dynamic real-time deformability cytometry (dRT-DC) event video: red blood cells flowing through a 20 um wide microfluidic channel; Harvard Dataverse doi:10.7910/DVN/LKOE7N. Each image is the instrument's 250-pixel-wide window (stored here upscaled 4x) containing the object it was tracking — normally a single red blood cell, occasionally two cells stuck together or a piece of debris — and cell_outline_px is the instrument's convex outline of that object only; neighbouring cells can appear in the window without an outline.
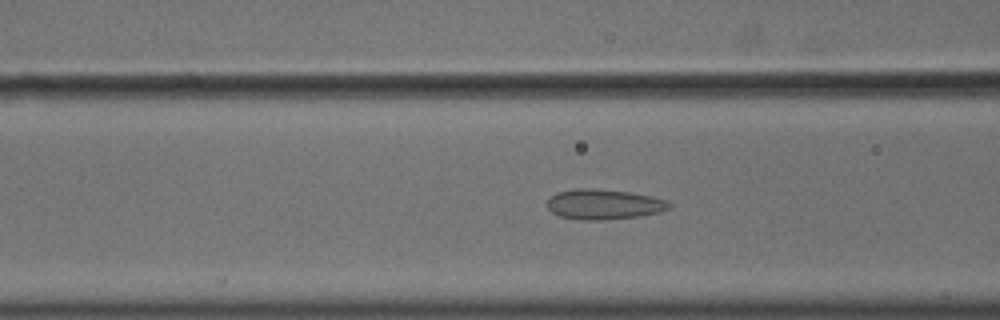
{"species": "common noctule bat (a hibernating species)", "species_latin": "Nyctalus noctula", "temperature_condition": "cold", "stored_images_in_passage": 56, "camera_frame_rate_fps": 3000, "um_per_image_px": 0.085, "animal": {"sex": "male", "body_mass_g": 18.8}, "frame": {"image": 1, "passage_image": 23, "time_ms": 7.333, "image_size_px": [1000, 320], "cell_outline_px": [[672, 208], [660, 212], [640, 216], [604, 220], [584, 220], [560, 216], [552, 212], [548, 208], [548, 200], [556, 192], [580, 188], [592, 188], [628, 192], [652, 196], [668, 200], [672, 204]], "centroid_in_image_um": [51.38, 17.37], "position_along_channel_um": 115.2, "area_um2": 21.5}}
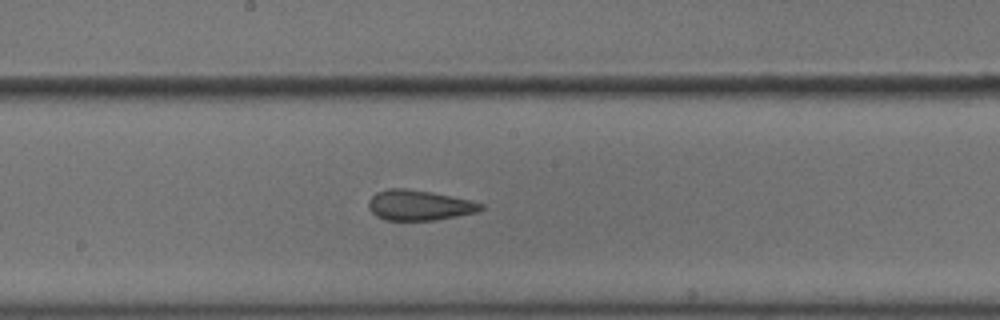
{"frame": {"image": 2, "passage_image": 31, "time_ms": 10.0, "image_size_px": [1000, 320], "cell_outline_px": [[484, 208], [476, 212], [436, 220], [384, 220], [376, 216], [368, 208], [368, 200], [376, 192], [388, 188], [404, 188], [432, 192], [472, 200], [484, 204]], "centroid_in_image_um": [35.61, 17.44], "position_along_channel_um": 212.6, "area_um2": 19.94}}
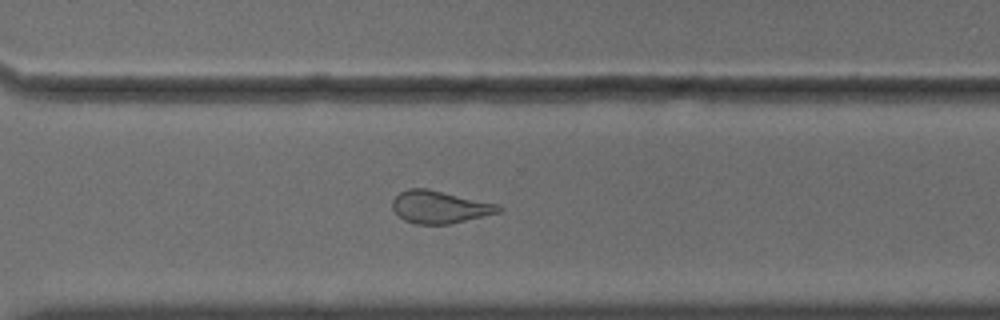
{"frame": {"image": 3, "passage_image": 41, "time_ms": 13.333, "image_size_px": [1000, 320], "cell_outline_px": [[504, 208], [500, 212], [448, 224], [416, 224], [404, 220], [392, 208], [392, 200], [400, 192], [408, 188], [428, 188], [496, 204]], "centroid_in_image_um": [37.34, 17.59], "position_along_channel_um": 333.3, "area_um2": 19.88}, "authors_computed_cell_mechanics": {"area_um2": 22.3108, "velocity_mm_per_s": 3.6333, "shape_relaxation_time_tau1_ms": null, "shape_relaxation_time_tau2_ms": 1.7725, "deformation_change_tau1": null, "deformation_change_tau2": 0.0929}}